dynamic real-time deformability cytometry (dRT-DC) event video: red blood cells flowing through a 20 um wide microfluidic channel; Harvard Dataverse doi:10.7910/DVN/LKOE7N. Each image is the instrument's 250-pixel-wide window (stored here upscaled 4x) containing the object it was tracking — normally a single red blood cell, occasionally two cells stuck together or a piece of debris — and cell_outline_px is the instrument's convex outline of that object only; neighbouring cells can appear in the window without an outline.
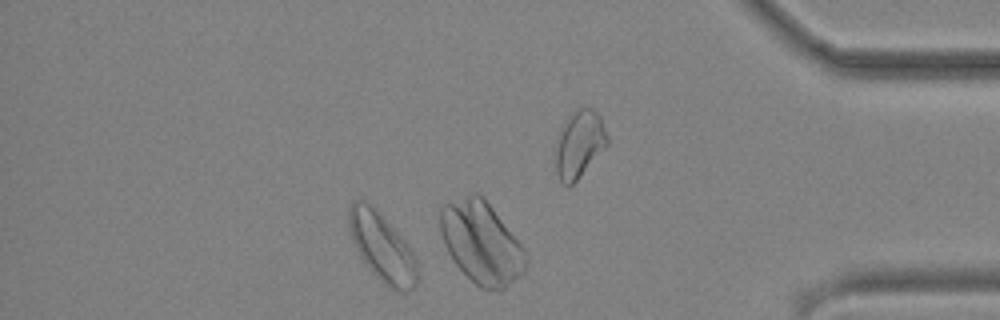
{"species": "common noctule bat (a hibernating species)", "species_latin": "Nyctalus noctula", "temperature_condition": "cold", "stored_images_in_passage": 48, "camera_frame_rate_fps": 3000, "um_per_image_px": 0.085, "animal": {"sex": "male", "body_mass_g": 19.2, "forearm_length_mm": 51.8}, "frame": {"image": 1, "passage_image": 41, "time_ms": 13.333, "image_size_px": [1000, 320], "cell_outline_px": [[416, 284], [408, 292], [396, 292], [384, 284], [368, 268], [360, 256], [356, 248], [348, 224], [348, 208], [352, 200], [368, 200], [380, 212], [404, 240], [412, 252], [416, 260]], "centroid_in_image_um": [32.45, 20.99], "position_along_channel_um": 402.8, "area_um2": 27.22}}